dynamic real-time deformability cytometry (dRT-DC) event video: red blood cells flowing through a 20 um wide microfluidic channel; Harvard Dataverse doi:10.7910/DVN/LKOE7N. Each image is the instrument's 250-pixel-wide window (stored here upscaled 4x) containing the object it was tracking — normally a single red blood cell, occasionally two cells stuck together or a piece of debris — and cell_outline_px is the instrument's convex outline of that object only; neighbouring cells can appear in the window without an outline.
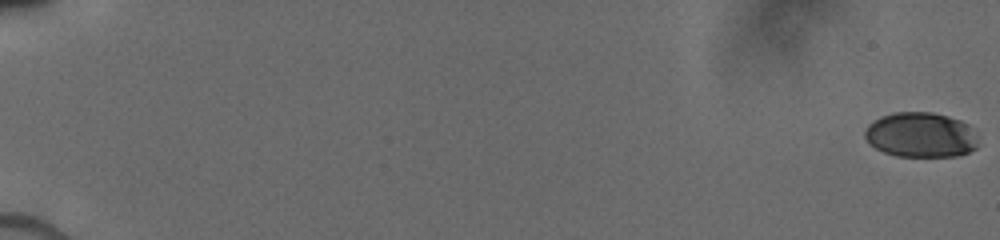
{"species": "human", "species_latin": "Homo sapiens", "temperature_condition": "cold", "stored_images_in_passage": 2, "camera_frame_rate_fps": 3000, "um_per_image_px": 0.085, "donor": {"sex": "male"}, "frame": {"image": 1, "passage_image": 1, "time_ms": 0.0, "image_size_px": [1000, 240], "cell_outline_px": [[976, 148], [968, 152], [956, 156], [896, 156], [884, 152], [876, 148], [864, 136], [864, 132], [868, 124], [880, 116], [892, 112], [932, 112], [948, 116], [960, 120], [968, 124], [976, 144]], "centroid_in_image_um": [78.21, 11.45], "position_along_channel_um": 6.8, "area_um2": 29.42}}